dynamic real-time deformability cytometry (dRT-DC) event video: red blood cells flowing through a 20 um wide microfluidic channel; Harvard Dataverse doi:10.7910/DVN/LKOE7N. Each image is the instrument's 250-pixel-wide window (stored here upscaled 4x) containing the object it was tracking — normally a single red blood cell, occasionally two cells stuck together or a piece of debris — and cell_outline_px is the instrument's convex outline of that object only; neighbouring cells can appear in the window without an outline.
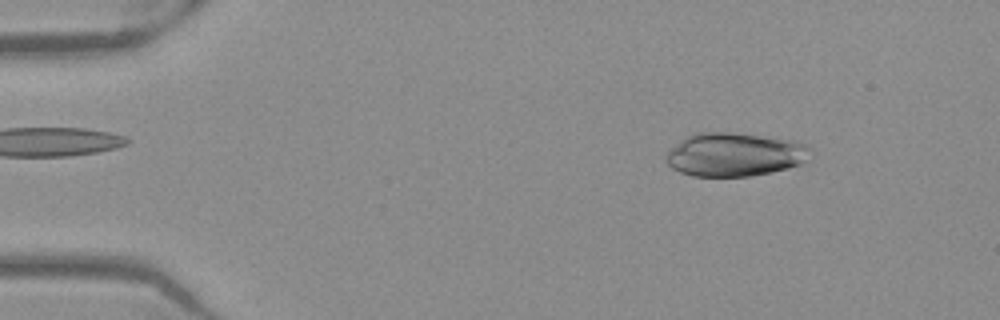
{"species": "Egyptian fruit bat (a non-hibernating species)", "species_latin": "Rousettus aegyptiacus", "temperature_condition": "warm", "stored_images_in_passage": 50, "camera_frame_rate_fps": 3000, "um_per_image_px": 0.085, "frame": {"image": 1, "passage_image": 6, "time_ms": 1.667, "image_size_px": [1000, 320], "cell_outline_px": [[812, 148], [800, 164], [788, 168], [748, 176], [692, 176], [680, 172], [672, 168], [664, 160], [668, 152], [684, 136], [696, 132], [732, 132], [796, 140], [808, 144]], "centroid_in_image_um": [62.41, 13.11], "position_along_channel_um": 22.6, "area_um2": 36.7}}
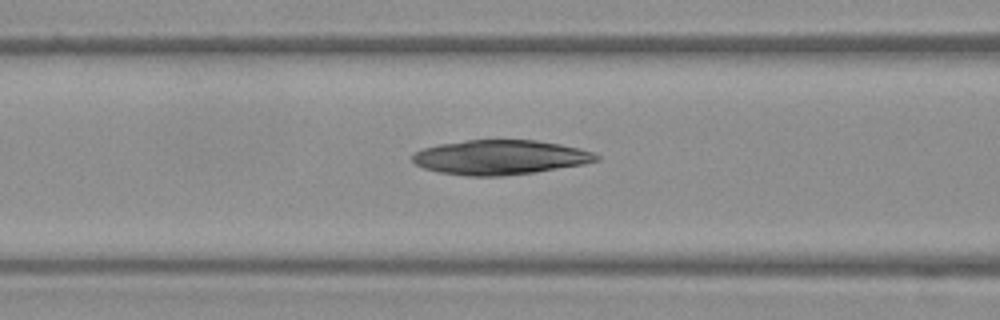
{"frame": {"image": 2, "passage_image": 20, "time_ms": 6.333, "image_size_px": [1000, 320], "cell_outline_px": [[600, 160], [584, 164], [532, 172], [504, 176], [464, 176], [440, 172], [424, 168], [416, 164], [412, 160], [412, 152], [424, 148], [440, 144], [468, 140], [536, 140], [560, 144], [580, 148], [592, 152], [600, 156]], "centroid_in_image_um": [42.5, 13.37], "position_along_channel_um": 124.1, "area_um2": 36.99}}
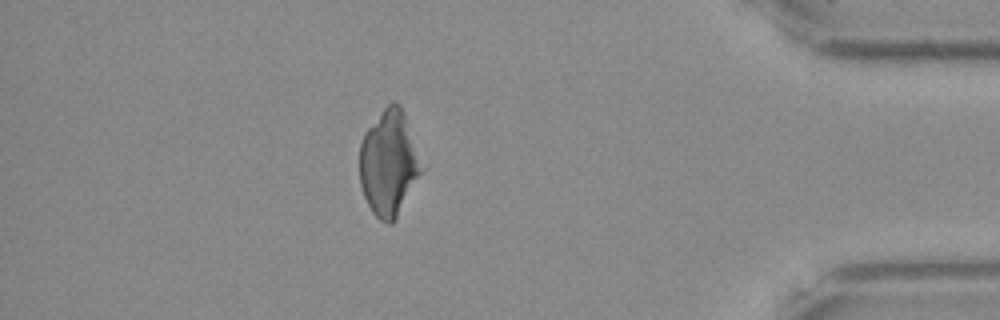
{"frame": {"image": 3, "passage_image": 44, "time_ms": 14.333, "image_size_px": [1000, 320], "cell_outline_px": [[424, 168], [396, 220], [392, 224], [388, 224], [380, 220], [372, 212], [364, 196], [360, 184], [360, 144], [364, 132], [384, 108], [392, 100], [400, 104], [404, 112]], "centroid_in_image_um": [33.06, 13.88], "position_along_channel_um": 402.1, "area_um2": 38.15}}